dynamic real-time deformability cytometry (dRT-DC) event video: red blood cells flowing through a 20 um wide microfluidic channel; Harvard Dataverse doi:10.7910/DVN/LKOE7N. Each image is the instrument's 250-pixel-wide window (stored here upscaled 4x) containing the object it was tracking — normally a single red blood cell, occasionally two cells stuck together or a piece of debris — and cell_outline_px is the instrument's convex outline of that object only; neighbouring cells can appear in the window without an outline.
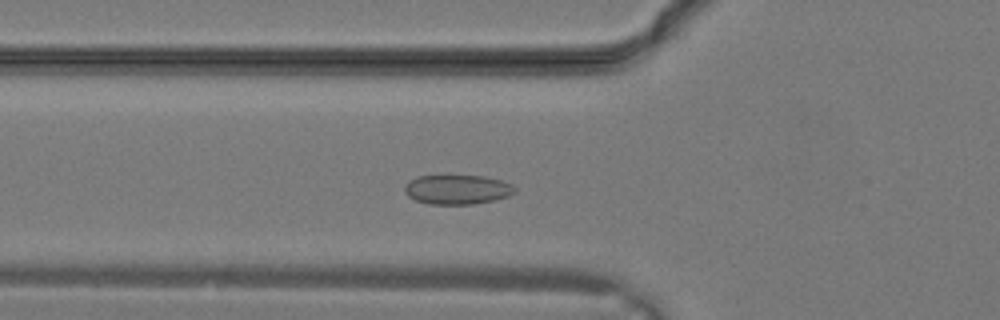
{"species": "common noctule bat (a hibernating species)", "species_latin": "Nyctalus noctula", "temperature_condition": "warm", "stored_images_in_passage": 14, "camera_frame_rate_fps": 3000, "um_per_image_px": 0.085, "animal": {"sex": "male", "body_mass_g": 19.2, "forearm_length_mm": 51.8}, "frame": {"image": 1, "passage_image": 8, "time_ms": 2.333, "image_size_px": [1000, 320], "cell_outline_px": [[516, 192], [508, 196], [492, 200], [472, 204], [428, 204], [416, 200], [408, 196], [404, 192], [404, 184], [408, 180], [416, 176], [484, 176], [500, 180], [512, 184], [516, 188]], "centroid_in_image_um": [38.83, 16.1], "position_along_channel_um": 87.0, "area_um2": 18.96}}
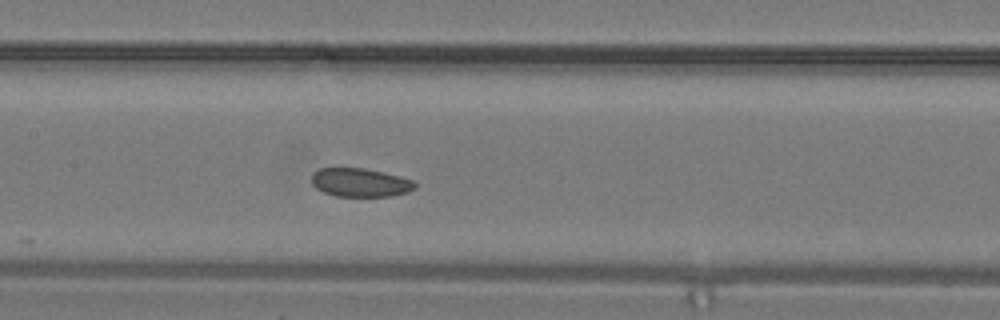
{"frame": {"image": 2, "passage_image": 12, "time_ms": 3.667, "image_size_px": [1000, 320], "cell_outline_px": [[416, 188], [408, 192], [392, 196], [336, 196], [324, 192], [316, 188], [312, 184], [312, 172], [320, 168], [364, 168], [384, 172], [416, 180]], "centroid_in_image_um": [30.65, 15.51], "position_along_channel_um": 176.7, "area_um2": 17.4}}
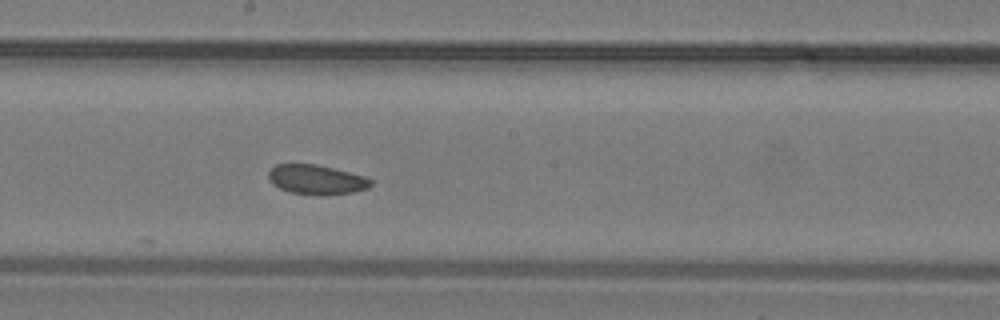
{"frame": {"image": 3, "passage_image": 14, "time_ms": 4.333, "image_size_px": [1000, 320], "cell_outline_px": [[372, 184], [368, 188], [352, 192], [316, 196], [292, 192], [280, 188], [272, 184], [268, 176], [268, 172], [276, 164], [316, 164], [364, 176], [372, 180]], "centroid_in_image_um": [26.88, 15.27], "position_along_channel_um": 221.3, "area_um2": 17.51}}